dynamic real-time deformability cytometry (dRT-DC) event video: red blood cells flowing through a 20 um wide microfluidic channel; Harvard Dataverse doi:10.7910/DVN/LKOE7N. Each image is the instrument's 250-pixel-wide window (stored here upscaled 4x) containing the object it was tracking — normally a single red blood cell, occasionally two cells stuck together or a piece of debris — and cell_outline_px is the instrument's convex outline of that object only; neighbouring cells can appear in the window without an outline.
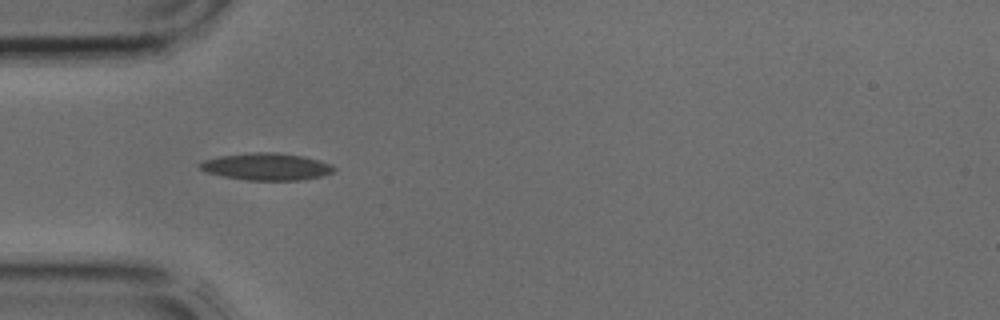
{"species": "common noctule bat (a hibernating species)", "species_latin": "Nyctalus noctula", "temperature_condition": "cold", "stored_images_in_passage": 34, "camera_frame_rate_fps": 3000, "um_per_image_px": 0.085, "animal": {"sex": "male", "body_mass_g": 17.9, "forearm_length_mm": 54.2}, "frame": {"image": 1, "passage_image": 6, "time_ms": 1.667, "image_size_px": [1000, 320], "cell_outline_px": [[336, 168], [332, 172], [320, 176], [300, 180], [248, 180], [224, 176], [208, 172], [200, 168], [200, 164], [204, 160], [220, 156], [252, 152], [276, 152], [304, 156], [320, 160], [332, 164]], "centroid_in_image_um": [22.7, 14.15], "position_along_channel_um": 62.3, "area_um2": 20.98}}
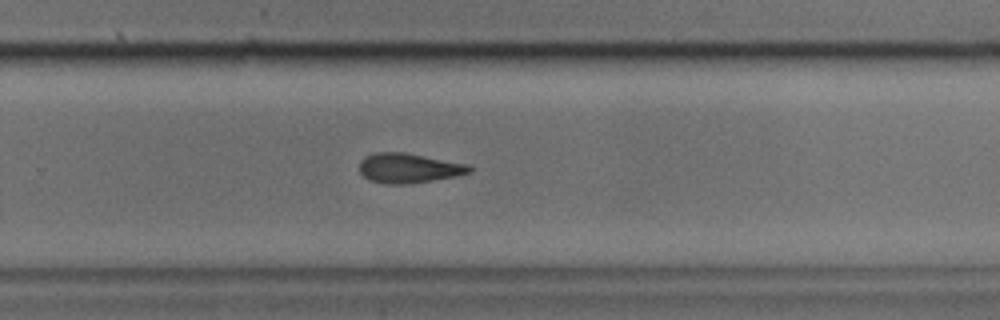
{"frame": {"image": 2, "passage_image": 20, "time_ms": 6.333, "image_size_px": [1000, 320], "cell_outline_px": [[476, 168], [472, 172], [456, 176], [408, 184], [384, 184], [368, 180], [360, 172], [360, 160], [364, 156], [376, 152], [404, 152], [468, 164]], "centroid_in_image_um": [34.75, 14.29], "position_along_channel_um": 295.0, "area_um2": 19.25}}
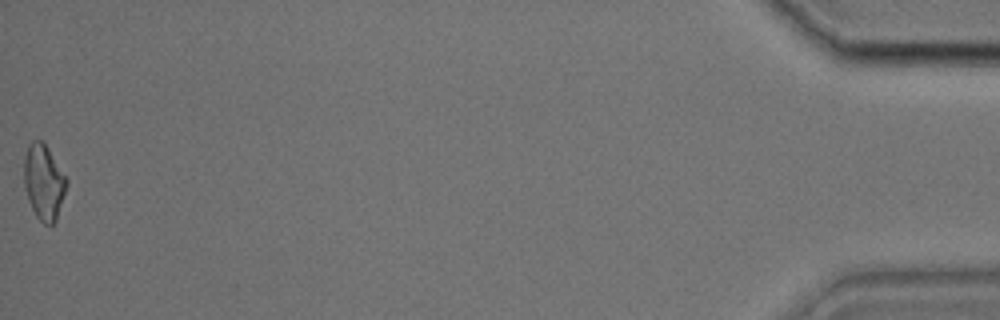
{"frame": {"image": 3, "passage_image": 34, "time_ms": 11.0, "image_size_px": [1000, 320], "cell_outline_px": [[68, 184], [56, 220], [52, 224], [44, 224], [36, 216], [28, 200], [24, 188], [24, 156], [28, 144], [32, 140], [44, 140], [68, 180]], "centroid_in_image_um": [3.72, 15.44], "position_along_channel_um": 431.5, "area_um2": 18.9}}